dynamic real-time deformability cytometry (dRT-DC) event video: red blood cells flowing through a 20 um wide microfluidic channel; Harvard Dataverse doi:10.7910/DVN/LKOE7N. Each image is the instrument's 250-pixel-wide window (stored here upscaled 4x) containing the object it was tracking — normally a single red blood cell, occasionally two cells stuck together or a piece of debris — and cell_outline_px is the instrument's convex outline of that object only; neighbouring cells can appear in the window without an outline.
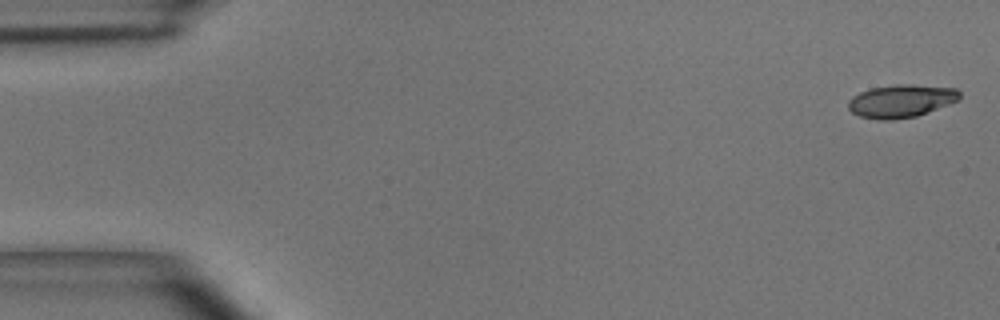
{"species": "common noctule bat (a hibernating species)", "species_latin": "Nyctalus noctula", "temperature_condition": "room temperature", "stored_images_in_passage": 12, "camera_frame_rate_fps": 3000, "um_per_image_px": 0.085, "animal": {"sex": "male", "body_mass_g": 15.6}, "frame": {"image": 1, "passage_image": 1, "time_ms": 0.0, "image_size_px": [1000, 320], "cell_outline_px": [[960, 100], [916, 116], [892, 120], [880, 120], [860, 116], [852, 112], [848, 108], [848, 100], [852, 96], [860, 92], [872, 88], [896, 84], [912, 84], [956, 88], [960, 92]], "centroid_in_image_um": [76.6, 8.58], "position_along_channel_um": 8.4, "area_um2": 21.39}}
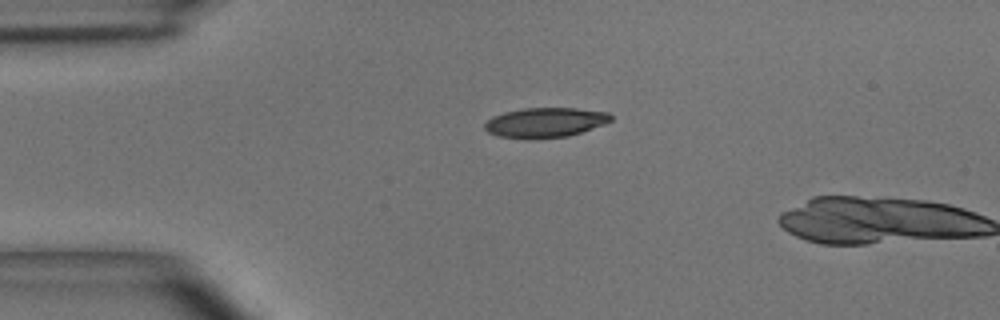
{"frame": {"image": 2, "passage_image": 11, "time_ms": 3.333, "image_size_px": [1000, 320], "cell_outline_px": [[612, 120], [604, 124], [568, 136], [496, 136], [488, 132], [484, 128], [484, 124], [492, 116], [504, 112], [524, 108], [576, 108], [608, 112], [612, 116]], "centroid_in_image_um": [46.36, 10.36], "position_along_channel_um": 38.6, "area_um2": 21.1}}